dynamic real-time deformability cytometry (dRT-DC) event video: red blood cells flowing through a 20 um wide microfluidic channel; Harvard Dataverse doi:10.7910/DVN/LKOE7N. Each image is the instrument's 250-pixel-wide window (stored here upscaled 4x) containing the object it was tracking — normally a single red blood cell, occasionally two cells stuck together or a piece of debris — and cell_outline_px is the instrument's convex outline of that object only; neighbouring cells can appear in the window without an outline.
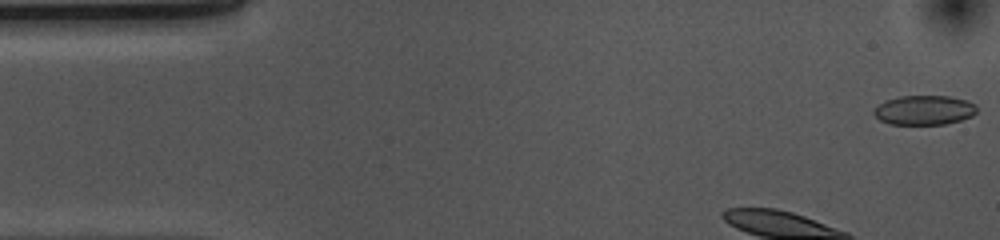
{"species": "common noctule bat (a hibernating species)", "species_latin": "Nyctalus noctula", "temperature_condition": "cold", "stored_images_in_passage": 39, "camera_frame_rate_fps": 3000, "um_per_image_px": 0.085, "animal": {"sex": "female", "body_mass_g": 10.0, "forearm_length_mm": 53.1}, "frame": {"image": 1, "passage_image": 1, "time_ms": 0.0, "image_size_px": [1000, 240], "cell_outline_px": [[976, 112], [972, 116], [960, 120], [944, 124], [888, 124], [880, 120], [872, 112], [884, 100], [900, 96], [948, 96], [964, 100], [976, 104]], "centroid_in_image_um": [78.54, 9.36], "position_along_channel_um": 6.5, "area_um2": 17.57}}
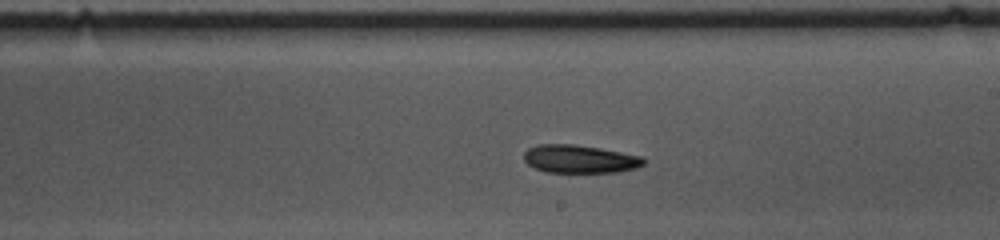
{"frame": {"image": 2, "passage_image": 25, "time_ms": 8.0, "image_size_px": [1000, 240], "cell_outline_px": [[648, 160], [644, 164], [636, 168], [620, 172], [544, 172], [528, 164], [524, 160], [524, 152], [528, 148], [536, 144], [572, 144], [600, 148], [644, 156]], "centroid_in_image_um": [49.32, 13.51], "position_along_channel_um": 239.7, "area_um2": 19.83}}
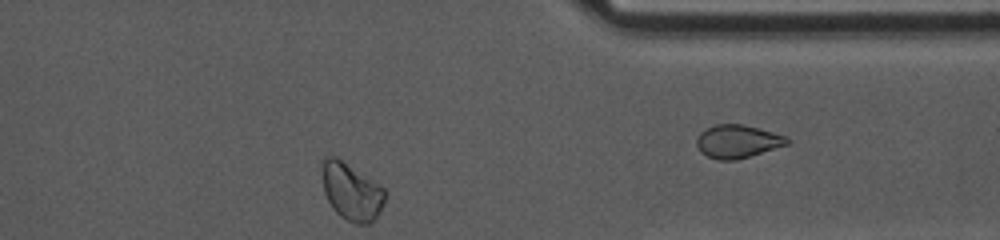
{"frame": {"image": 3, "passage_image": 38, "time_ms": 12.333, "image_size_px": [1000, 240], "cell_outline_px": [[384, 200], [380, 212], [372, 224], [356, 224], [340, 216], [332, 208], [324, 192], [320, 176], [320, 172], [324, 156], [336, 156], [384, 188]], "centroid_in_image_um": [29.83, 16.28], "position_along_channel_um": 381.6, "area_um2": 21.1}}